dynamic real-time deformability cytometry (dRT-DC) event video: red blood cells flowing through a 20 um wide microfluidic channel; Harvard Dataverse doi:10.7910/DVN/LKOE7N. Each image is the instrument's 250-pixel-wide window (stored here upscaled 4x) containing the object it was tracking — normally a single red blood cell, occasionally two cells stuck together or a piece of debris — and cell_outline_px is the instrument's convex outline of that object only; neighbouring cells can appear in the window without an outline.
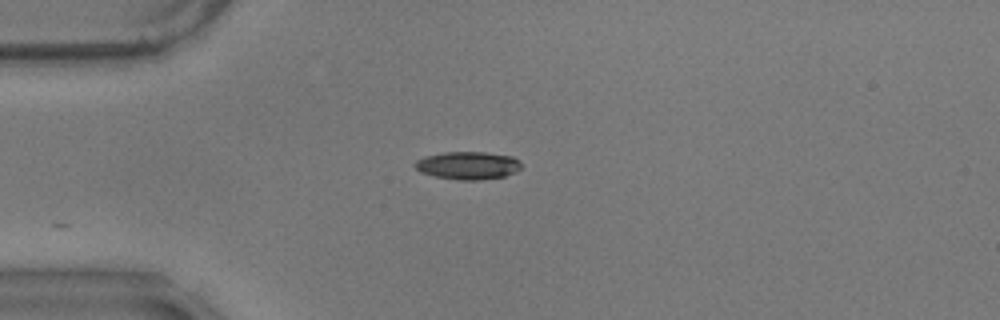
{"species": "common noctule bat (a hibernating species)", "species_latin": "Nyctalus noctula", "temperature_condition": "warm", "stored_images_in_passage": 12, "camera_frame_rate_fps": 3000, "um_per_image_px": 0.085, "animal": {"sex": "male", "body_mass_g": 17.9}, "frame": {"image": 1, "passage_image": 1, "time_ms": 0.0, "image_size_px": [1000, 320], "cell_outline_px": [[520, 168], [516, 172], [504, 176], [476, 180], [460, 180], [436, 176], [420, 172], [412, 164], [416, 160], [424, 156], [444, 152], [484, 152], [512, 156], [520, 160]], "centroid_in_image_um": [39.75, 14.05], "position_along_channel_um": 45.2, "area_um2": 17.22}}